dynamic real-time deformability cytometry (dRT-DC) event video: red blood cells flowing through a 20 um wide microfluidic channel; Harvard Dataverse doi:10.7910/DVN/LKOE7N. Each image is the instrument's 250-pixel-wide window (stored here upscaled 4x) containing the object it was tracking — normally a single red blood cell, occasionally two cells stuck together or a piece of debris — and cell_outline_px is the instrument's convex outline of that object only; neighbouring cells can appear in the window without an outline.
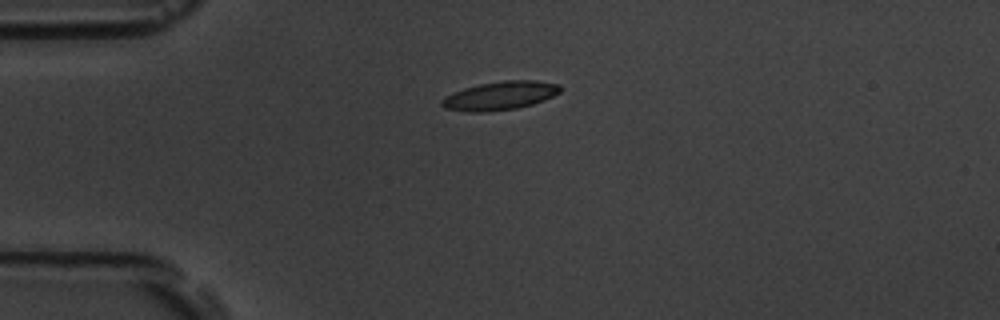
{"species": "common noctule bat (a hibernating species)", "species_latin": "Nyctalus noctula", "temperature_condition": "room temperature", "stored_images_in_passage": 42, "camera_frame_rate_fps": 3000, "um_per_image_px": 0.085, "animal": {"sex": "male", "body_mass_g": 19.5, "forearm_length_mm": 54.6}, "frame": {"image": 1, "passage_image": 1, "time_ms": 0.0, "image_size_px": [1000, 320], "cell_outline_px": [[564, 88], [560, 92], [544, 100], [532, 104], [516, 108], [488, 112], [468, 112], [444, 108], [440, 104], [440, 100], [444, 96], [452, 92], [464, 88], [480, 84], [504, 80], [536, 80], [560, 84]], "centroid_in_image_um": [42.49, 8.13], "position_along_channel_um": 42.5, "area_um2": 19.94}}
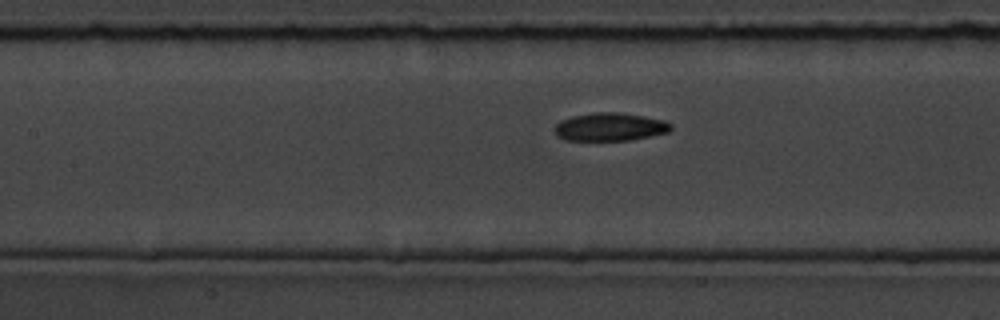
{"frame": {"image": 2, "passage_image": 12, "time_ms": 3.667, "image_size_px": [1000, 320], "cell_outline_px": [[672, 128], [668, 132], [632, 140], [568, 140], [560, 136], [556, 132], [556, 124], [560, 120], [572, 116], [592, 112], [620, 112], [644, 116], [664, 120], [672, 124]], "centroid_in_image_um": [51.89, 10.77], "position_along_channel_um": 155.5, "area_um2": 18.96}}
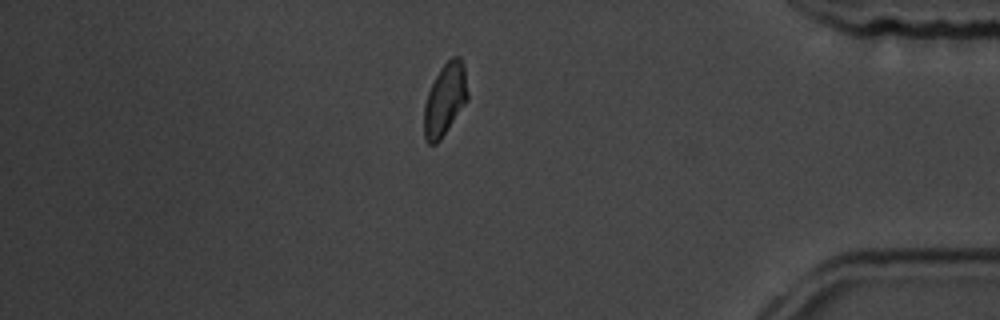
{"frame": {"image": 3, "passage_image": 34, "time_ms": 11.0, "image_size_px": [1000, 320], "cell_outline_px": [[468, 100], [440, 140], [436, 144], [428, 144], [424, 136], [424, 104], [428, 92], [440, 68], [452, 56], [460, 56], [464, 64], [468, 92]], "centroid_in_image_um": [37.83, 8.45], "position_along_channel_um": 397.4, "area_um2": 18.38}, "authors_computed_cell_mechanics": {"area_um2": 18.5249, "velocity_mm_per_s": 3.7544, "shape_relaxation_time_tau1_ms": 2.7261, "shape_relaxation_time_tau2_ms": 3.8064, "deformation_change_tau1": 0.1214, "deformation_change_tau2": 0.087}}